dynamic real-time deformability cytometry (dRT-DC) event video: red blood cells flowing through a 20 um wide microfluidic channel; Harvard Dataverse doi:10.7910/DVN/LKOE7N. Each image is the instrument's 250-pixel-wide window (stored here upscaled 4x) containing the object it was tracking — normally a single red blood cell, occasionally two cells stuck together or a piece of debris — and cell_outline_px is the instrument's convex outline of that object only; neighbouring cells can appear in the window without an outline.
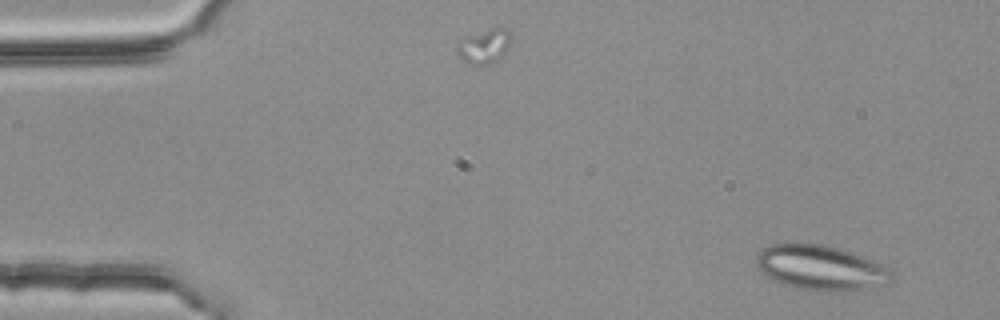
{"species": "common noctule bat (a hibernating species)", "species_latin": "Nyctalus noctula", "temperature_condition": "room temperature", "stored_images_in_passage": 4, "camera_frame_rate_fps": 3000, "um_per_image_px": 0.085, "animal": {"sex": "female", "body_mass_g": 25.1}, "frame": {"image": 1, "passage_image": 1, "time_ms": 0.0, "image_size_px": [1000, 320], "cell_outline_px": [[892, 280], [888, 284], [840, 292], [836, 292], [800, 288], [784, 284], [768, 276], [756, 268], [756, 256], [764, 248], [772, 244], [820, 244], [840, 248], [852, 252], [884, 264], [892, 268]], "centroid_in_image_um": [69.82, 22.75], "position_along_channel_um": 15.2, "area_um2": 35.26}}